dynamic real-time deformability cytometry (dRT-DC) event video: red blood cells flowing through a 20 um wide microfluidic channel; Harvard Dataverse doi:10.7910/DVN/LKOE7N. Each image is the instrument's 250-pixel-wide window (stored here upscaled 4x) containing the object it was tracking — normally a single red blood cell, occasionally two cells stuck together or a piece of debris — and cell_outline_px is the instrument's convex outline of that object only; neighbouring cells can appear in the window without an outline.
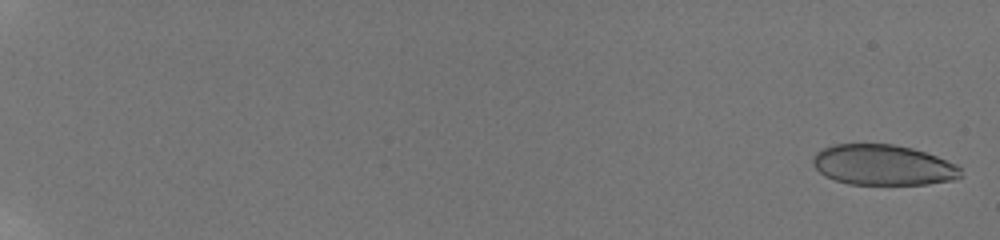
{"species": "human", "species_latin": "Homo sapiens", "temperature_condition": "room temperature", "stored_images_in_passage": 73, "camera_frame_rate_fps": 3000, "um_per_image_px": 0.085, "donor": {"sex": "male"}, "frame": {"image": 1, "passage_image": 3, "time_ms": 0.333, "image_size_px": [1000, 240], "cell_outline_px": [[964, 176], [952, 180], [928, 184], [848, 184], [824, 176], [812, 164], [812, 160], [816, 152], [824, 148], [836, 144], [892, 144], [912, 148], [936, 156], [956, 164], [960, 168]], "centroid_in_image_um": [75.07, 14.03], "position_along_channel_um": 9.9, "area_um2": 34.85}}
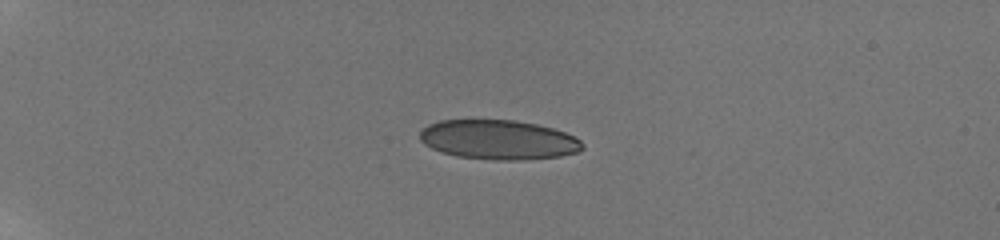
{"frame": {"image": 2, "passage_image": 41, "time_ms": 5.667, "image_size_px": [1000, 240], "cell_outline_px": [[584, 148], [576, 152], [560, 156], [516, 160], [492, 160], [456, 156], [440, 152], [424, 144], [420, 140], [420, 132], [428, 124], [440, 120], [516, 120], [536, 124], [552, 128], [564, 132], [580, 140], [584, 144]], "centroid_in_image_um": [42.34, 11.88], "position_along_channel_um": 42.7, "area_um2": 37.4}}
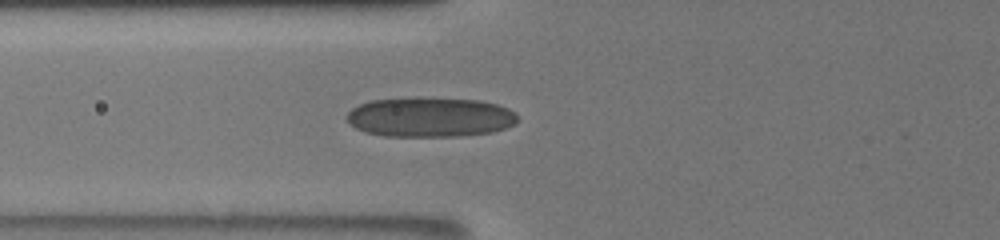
{"frame": {"image": 3, "passage_image": 59, "time_ms": 8.667, "image_size_px": [1000, 240], "cell_outline_px": [[516, 124], [492, 132], [460, 136], [384, 136], [364, 132], [356, 128], [348, 120], [348, 112], [352, 108], [360, 104], [372, 100], [480, 100], [496, 104], [508, 108], [516, 112]], "centroid_in_image_um": [36.58, 10.0], "position_along_channel_um": 89.2, "area_um2": 38.38}}